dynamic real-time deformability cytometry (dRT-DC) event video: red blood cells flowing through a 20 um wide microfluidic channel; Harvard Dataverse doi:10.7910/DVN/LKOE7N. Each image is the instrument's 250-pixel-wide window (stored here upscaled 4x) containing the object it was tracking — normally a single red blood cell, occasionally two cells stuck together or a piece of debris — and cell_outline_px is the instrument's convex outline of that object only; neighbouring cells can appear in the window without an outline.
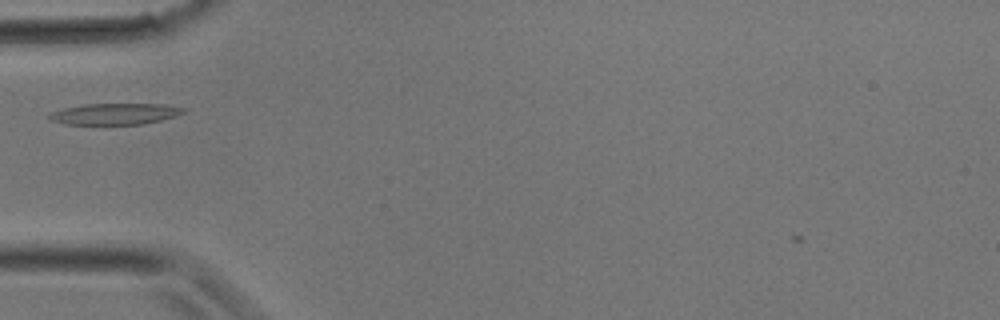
{"species": "common noctule bat (a hibernating species)", "species_latin": "Nyctalus noctula", "temperature_condition": "room temperature", "stored_images_in_passage": 9, "camera_frame_rate_fps": 3000, "um_per_image_px": 0.085, "animal": {"sex": "male", "body_mass_g": 17.9}, "frame": {"image": 1, "passage_image": 2, "time_ms": 0.333, "image_size_px": [1000, 320], "cell_outline_px": [[188, 108], [184, 112], [176, 116], [144, 124], [64, 124], [52, 120], [48, 116], [52, 112], [64, 108], [84, 104], [168, 104]], "centroid_in_image_um": [9.83, 9.67], "position_along_channel_um": 75.2, "area_um2": 16.59}}
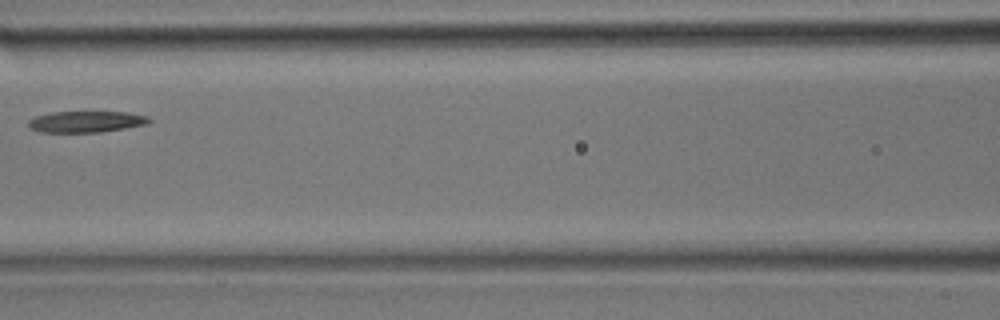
{"frame": {"image": 2, "passage_image": 6, "time_ms": 1.667, "image_size_px": [1000, 320], "cell_outline_px": [[152, 120], [148, 124], [100, 132], [40, 132], [32, 128], [28, 124], [28, 120], [36, 116], [52, 112], [128, 112], [148, 116]], "centroid_in_image_um": [7.35, 10.34], "position_along_channel_um": 159.2, "area_um2": 14.91}}
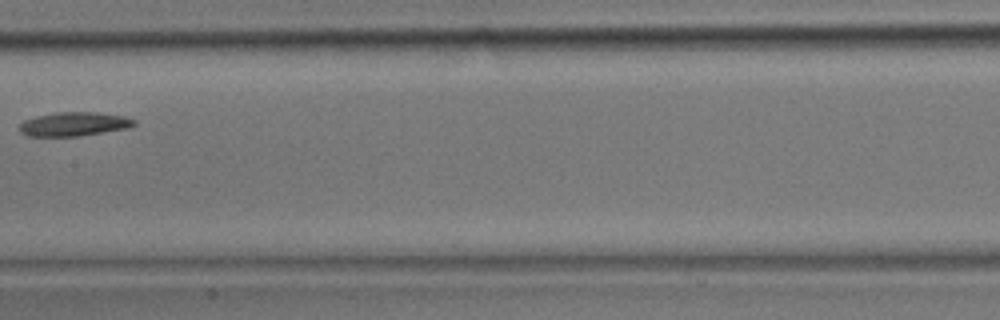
{"frame": {"image": 3, "passage_image": 8, "time_ms": 2.333, "image_size_px": [1000, 320], "cell_outline_px": [[136, 124], [128, 128], [80, 136], [28, 136], [20, 132], [20, 124], [24, 120], [36, 116], [56, 112], [96, 112], [124, 116], [136, 120]], "centroid_in_image_um": [6.3, 10.54], "position_along_channel_um": 201.1, "area_um2": 16.01}}